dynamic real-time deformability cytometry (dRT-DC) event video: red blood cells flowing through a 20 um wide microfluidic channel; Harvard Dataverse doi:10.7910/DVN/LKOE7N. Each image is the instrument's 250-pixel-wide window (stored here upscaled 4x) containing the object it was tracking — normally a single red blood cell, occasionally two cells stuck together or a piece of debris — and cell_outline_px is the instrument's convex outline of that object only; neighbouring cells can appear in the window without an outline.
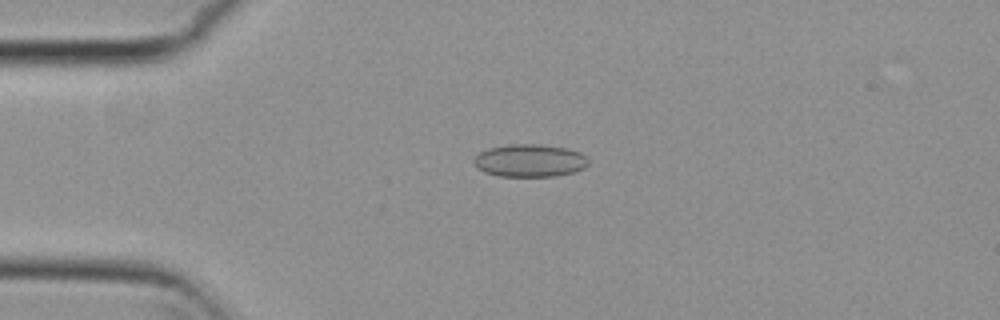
{"species": "common noctule bat (a hibernating species)", "species_latin": "Nyctalus noctula", "temperature_condition": "cold", "stored_images_in_passage": 46, "camera_frame_rate_fps": 3000, "um_per_image_px": 0.085, "animal": {"sex": "female", "body_mass_g": 29.2, "forearm_length_mm": 56.3}, "frame": {"image": 1, "passage_image": 4, "time_ms": 1.0, "image_size_px": [1000, 320], "cell_outline_px": [[588, 164], [584, 168], [572, 172], [556, 176], [500, 176], [484, 172], [476, 168], [472, 160], [480, 152], [488, 148], [512, 144], [540, 144], [568, 148], [580, 152], [588, 156]], "centroid_in_image_um": [45.03, 13.64], "position_along_channel_um": 40.0, "area_um2": 21.96}}
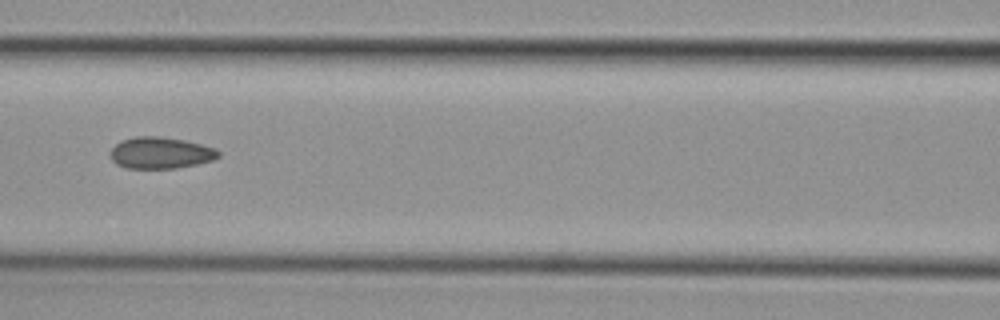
{"frame": {"image": 2, "passage_image": 15, "time_ms": 4.667, "image_size_px": [1000, 320], "cell_outline_px": [[220, 156], [212, 160], [196, 164], [176, 168], [124, 168], [116, 164], [112, 160], [108, 152], [116, 144], [124, 140], [136, 136], [160, 136], [184, 140], [216, 148], [220, 152]], "centroid_in_image_um": [13.63, 12.99], "position_along_channel_um": 153.0, "area_um2": 19.88}}
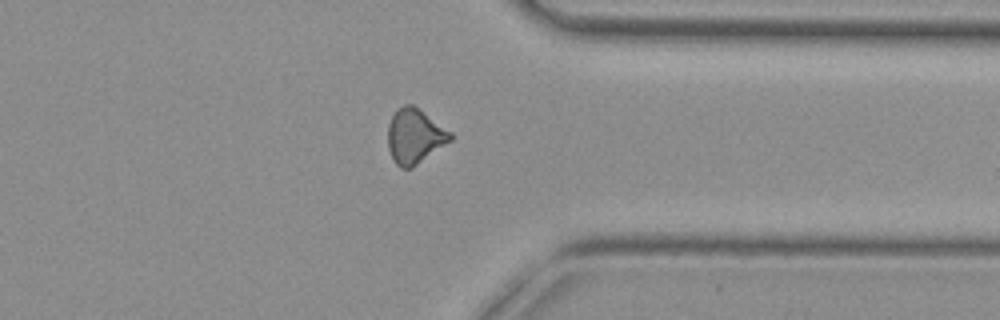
{"frame": {"image": 3, "passage_image": 33, "time_ms": 10.667, "image_size_px": [1000, 320], "cell_outline_px": [[452, 140], [412, 168], [400, 168], [392, 160], [388, 148], [388, 124], [396, 108], [404, 104], [412, 104], [452, 132]], "centroid_in_image_um": [35.23, 11.58], "position_along_channel_um": 376.2, "area_um2": 20.06}, "authors_computed_cell_mechanics": {"area_um2": 19.3341, "velocity_mm_per_s": 3.8133, "shape_relaxation_time_tau1_ms": null, "shape_relaxation_time_tau2_ms": 2.5983, "deformation_change_tau1": null, "deformation_change_tau2": 0.0845}}